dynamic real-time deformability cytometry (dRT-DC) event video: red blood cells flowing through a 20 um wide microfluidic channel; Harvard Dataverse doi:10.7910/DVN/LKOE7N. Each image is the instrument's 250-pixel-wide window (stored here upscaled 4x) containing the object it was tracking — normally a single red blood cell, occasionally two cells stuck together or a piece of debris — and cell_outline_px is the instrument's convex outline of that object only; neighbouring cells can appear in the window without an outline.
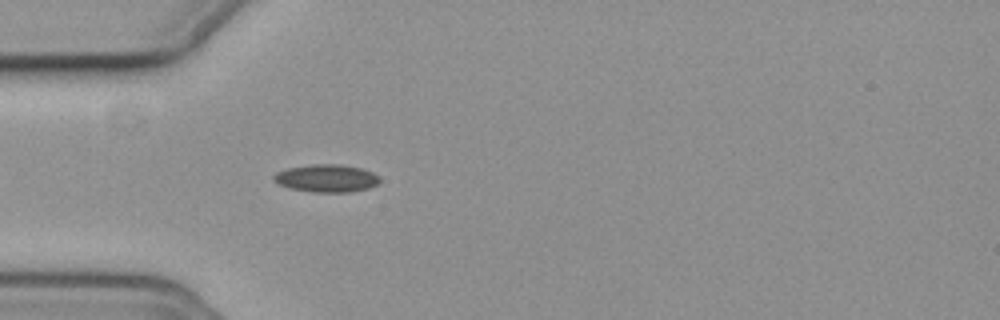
{"species": "common noctule bat (a hibernating species)", "species_latin": "Nyctalus noctula", "temperature_condition": "cold", "stored_images_in_passage": 45, "camera_frame_rate_fps": 3000, "um_per_image_px": 0.085, "animal": {"sex": "female", "body_mass_g": 19.3, "forearm_length_mm": 54.1}, "frame": {"image": 1, "passage_image": 6, "time_ms": 1.667, "image_size_px": [1000, 320], "cell_outline_px": [[380, 180], [376, 184], [368, 188], [348, 192], [312, 192], [288, 188], [276, 184], [272, 180], [272, 176], [276, 172], [288, 168], [312, 164], [340, 164], [360, 168], [372, 172], [380, 176]], "centroid_in_image_um": [27.7, 15.15], "position_along_channel_um": 57.3, "area_um2": 17.22}}
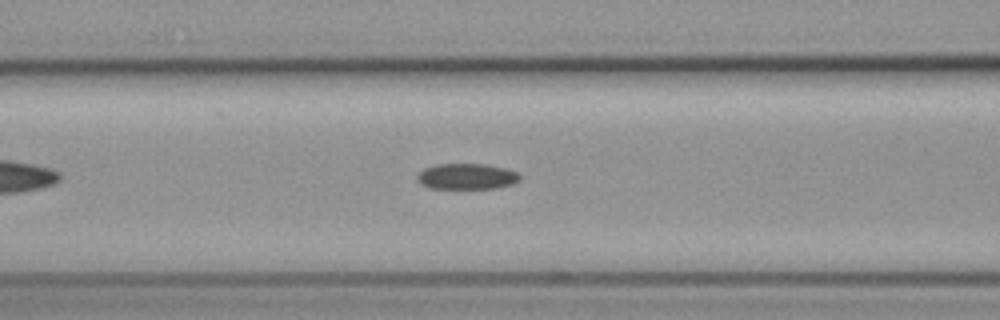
{"frame": {"image": 2, "passage_image": 12, "time_ms": 3.667, "image_size_px": [1000, 320], "cell_outline_px": [[520, 180], [512, 184], [496, 188], [428, 188], [420, 184], [416, 180], [416, 176], [424, 168], [436, 164], [484, 164], [508, 168], [520, 172]], "centroid_in_image_um": [39.68, 14.99], "position_along_channel_um": 126.9, "area_um2": 15.66}}
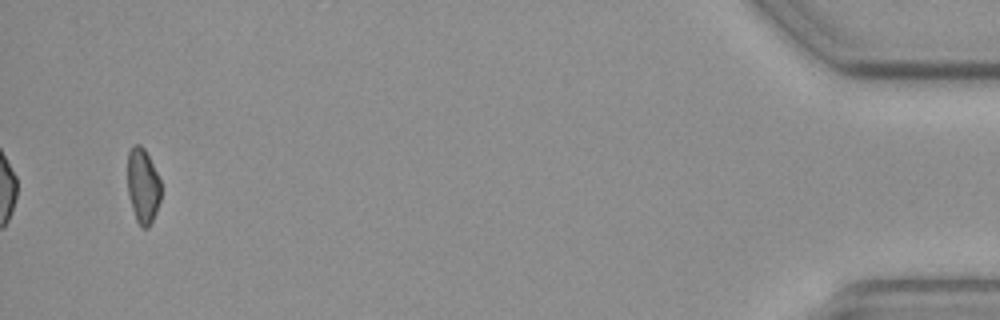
{"frame": {"image": 3, "passage_image": 43, "time_ms": 14.0, "image_size_px": [1000, 320], "cell_outline_px": [[160, 200], [156, 212], [148, 228], [140, 228], [136, 220], [128, 196], [128, 152], [132, 144], [140, 144], [144, 148], [160, 180]], "centroid_in_image_um": [12.13, 15.81], "position_along_channel_um": 423.1, "area_um2": 14.57}, "authors_computed_cell_mechanics": {"area_um2": 15.7216, "velocity_mm_per_s": 3.7328, "shape_relaxation_time_tau1_ms": 5.3073, "shape_relaxation_time_tau2_ms": null, "deformation_change_tau1": 0.0873, "deformation_change_tau2": null}}